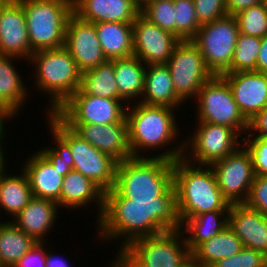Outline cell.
<instances>
[{
    "mask_svg": "<svg viewBox=\"0 0 267 267\" xmlns=\"http://www.w3.org/2000/svg\"><path fill=\"white\" fill-rule=\"evenodd\" d=\"M97 224L98 239L118 240L121 236L123 244L117 254L136 239L181 229L176 189L173 186L153 199H128L113 187L105 192L104 210Z\"/></svg>",
    "mask_w": 267,
    "mask_h": 267,
    "instance_id": "6da1fadb",
    "label": "cell"
},
{
    "mask_svg": "<svg viewBox=\"0 0 267 267\" xmlns=\"http://www.w3.org/2000/svg\"><path fill=\"white\" fill-rule=\"evenodd\" d=\"M183 154L184 141L162 154L118 162L114 188L128 199H153L164 195L174 186L173 162L183 158Z\"/></svg>",
    "mask_w": 267,
    "mask_h": 267,
    "instance_id": "7a4b0ae2",
    "label": "cell"
},
{
    "mask_svg": "<svg viewBox=\"0 0 267 267\" xmlns=\"http://www.w3.org/2000/svg\"><path fill=\"white\" fill-rule=\"evenodd\" d=\"M173 184L180 219L216 210H229L211 166L194 165L184 158L173 162Z\"/></svg>",
    "mask_w": 267,
    "mask_h": 267,
    "instance_id": "3957f363",
    "label": "cell"
},
{
    "mask_svg": "<svg viewBox=\"0 0 267 267\" xmlns=\"http://www.w3.org/2000/svg\"><path fill=\"white\" fill-rule=\"evenodd\" d=\"M35 64V87L50 97V109L56 111L80 88L82 72L69 51L63 46L55 49L39 50L29 59Z\"/></svg>",
    "mask_w": 267,
    "mask_h": 267,
    "instance_id": "277c9868",
    "label": "cell"
},
{
    "mask_svg": "<svg viewBox=\"0 0 267 267\" xmlns=\"http://www.w3.org/2000/svg\"><path fill=\"white\" fill-rule=\"evenodd\" d=\"M174 110L168 106L147 105L137 101L130 110L127 108L128 141L133 157H146L141 149H164L176 140L179 130Z\"/></svg>",
    "mask_w": 267,
    "mask_h": 267,
    "instance_id": "5b68a950",
    "label": "cell"
},
{
    "mask_svg": "<svg viewBox=\"0 0 267 267\" xmlns=\"http://www.w3.org/2000/svg\"><path fill=\"white\" fill-rule=\"evenodd\" d=\"M25 13L33 52L65 44V29L73 13V0H18Z\"/></svg>",
    "mask_w": 267,
    "mask_h": 267,
    "instance_id": "8992f818",
    "label": "cell"
},
{
    "mask_svg": "<svg viewBox=\"0 0 267 267\" xmlns=\"http://www.w3.org/2000/svg\"><path fill=\"white\" fill-rule=\"evenodd\" d=\"M183 235L177 229L136 239L116 256L128 267H183L191 258Z\"/></svg>",
    "mask_w": 267,
    "mask_h": 267,
    "instance_id": "52a82bcc",
    "label": "cell"
},
{
    "mask_svg": "<svg viewBox=\"0 0 267 267\" xmlns=\"http://www.w3.org/2000/svg\"><path fill=\"white\" fill-rule=\"evenodd\" d=\"M48 124L70 145L73 170L81 172L104 192L115 185L117 161L97 150L77 135L55 113H48Z\"/></svg>",
    "mask_w": 267,
    "mask_h": 267,
    "instance_id": "ba28073f",
    "label": "cell"
},
{
    "mask_svg": "<svg viewBox=\"0 0 267 267\" xmlns=\"http://www.w3.org/2000/svg\"><path fill=\"white\" fill-rule=\"evenodd\" d=\"M196 98L198 122L231 127L241 136L247 133L249 121L241 113L228 82L221 75H214L205 82Z\"/></svg>",
    "mask_w": 267,
    "mask_h": 267,
    "instance_id": "9c48e42d",
    "label": "cell"
},
{
    "mask_svg": "<svg viewBox=\"0 0 267 267\" xmlns=\"http://www.w3.org/2000/svg\"><path fill=\"white\" fill-rule=\"evenodd\" d=\"M238 35L235 16L226 15L201 25L197 35L192 39L213 75L231 72V61Z\"/></svg>",
    "mask_w": 267,
    "mask_h": 267,
    "instance_id": "30bf717a",
    "label": "cell"
},
{
    "mask_svg": "<svg viewBox=\"0 0 267 267\" xmlns=\"http://www.w3.org/2000/svg\"><path fill=\"white\" fill-rule=\"evenodd\" d=\"M197 123L191 138L184 139L183 158L187 162L210 166L242 146L241 135L235 129L208 122Z\"/></svg>",
    "mask_w": 267,
    "mask_h": 267,
    "instance_id": "8fae6325",
    "label": "cell"
},
{
    "mask_svg": "<svg viewBox=\"0 0 267 267\" xmlns=\"http://www.w3.org/2000/svg\"><path fill=\"white\" fill-rule=\"evenodd\" d=\"M166 65L171 74L176 96L183 103L191 98H195L196 102L201 86L214 76L192 40L180 41Z\"/></svg>",
    "mask_w": 267,
    "mask_h": 267,
    "instance_id": "7c38bea8",
    "label": "cell"
},
{
    "mask_svg": "<svg viewBox=\"0 0 267 267\" xmlns=\"http://www.w3.org/2000/svg\"><path fill=\"white\" fill-rule=\"evenodd\" d=\"M122 101L86 93H74L55 114L65 124L105 125L127 122L126 105Z\"/></svg>",
    "mask_w": 267,
    "mask_h": 267,
    "instance_id": "4fadbf2b",
    "label": "cell"
},
{
    "mask_svg": "<svg viewBox=\"0 0 267 267\" xmlns=\"http://www.w3.org/2000/svg\"><path fill=\"white\" fill-rule=\"evenodd\" d=\"M223 197L230 204L245 203L255 178L249 152L242 145L210 165Z\"/></svg>",
    "mask_w": 267,
    "mask_h": 267,
    "instance_id": "5bb4252c",
    "label": "cell"
},
{
    "mask_svg": "<svg viewBox=\"0 0 267 267\" xmlns=\"http://www.w3.org/2000/svg\"><path fill=\"white\" fill-rule=\"evenodd\" d=\"M132 24L134 56L146 65L166 64L181 40L150 22L141 13Z\"/></svg>",
    "mask_w": 267,
    "mask_h": 267,
    "instance_id": "9a60e30c",
    "label": "cell"
},
{
    "mask_svg": "<svg viewBox=\"0 0 267 267\" xmlns=\"http://www.w3.org/2000/svg\"><path fill=\"white\" fill-rule=\"evenodd\" d=\"M64 47L81 72L97 67L107 60L94 23L84 21L74 13L69 16L66 23Z\"/></svg>",
    "mask_w": 267,
    "mask_h": 267,
    "instance_id": "2e32d148",
    "label": "cell"
},
{
    "mask_svg": "<svg viewBox=\"0 0 267 267\" xmlns=\"http://www.w3.org/2000/svg\"><path fill=\"white\" fill-rule=\"evenodd\" d=\"M33 53L24 9L18 0H7L0 7V55L29 61Z\"/></svg>",
    "mask_w": 267,
    "mask_h": 267,
    "instance_id": "e0dca14e",
    "label": "cell"
},
{
    "mask_svg": "<svg viewBox=\"0 0 267 267\" xmlns=\"http://www.w3.org/2000/svg\"><path fill=\"white\" fill-rule=\"evenodd\" d=\"M229 84L243 116L250 121L267 107V74L259 71L226 72Z\"/></svg>",
    "mask_w": 267,
    "mask_h": 267,
    "instance_id": "ac0fdd59",
    "label": "cell"
},
{
    "mask_svg": "<svg viewBox=\"0 0 267 267\" xmlns=\"http://www.w3.org/2000/svg\"><path fill=\"white\" fill-rule=\"evenodd\" d=\"M97 150L117 162L133 157L128 141L127 122L110 124H66Z\"/></svg>",
    "mask_w": 267,
    "mask_h": 267,
    "instance_id": "d6986e66",
    "label": "cell"
},
{
    "mask_svg": "<svg viewBox=\"0 0 267 267\" xmlns=\"http://www.w3.org/2000/svg\"><path fill=\"white\" fill-rule=\"evenodd\" d=\"M229 227L246 248L267 256V216L248 207L245 203L230 204Z\"/></svg>",
    "mask_w": 267,
    "mask_h": 267,
    "instance_id": "ffe728a7",
    "label": "cell"
},
{
    "mask_svg": "<svg viewBox=\"0 0 267 267\" xmlns=\"http://www.w3.org/2000/svg\"><path fill=\"white\" fill-rule=\"evenodd\" d=\"M73 13L90 22L133 23L140 9L133 0H73Z\"/></svg>",
    "mask_w": 267,
    "mask_h": 267,
    "instance_id": "44dd1931",
    "label": "cell"
},
{
    "mask_svg": "<svg viewBox=\"0 0 267 267\" xmlns=\"http://www.w3.org/2000/svg\"><path fill=\"white\" fill-rule=\"evenodd\" d=\"M36 153V154H35ZM26 162L22 170L27 174L32 195L49 199L60 207V193L64 176L70 171H60L38 151Z\"/></svg>",
    "mask_w": 267,
    "mask_h": 267,
    "instance_id": "7402d4cb",
    "label": "cell"
},
{
    "mask_svg": "<svg viewBox=\"0 0 267 267\" xmlns=\"http://www.w3.org/2000/svg\"><path fill=\"white\" fill-rule=\"evenodd\" d=\"M57 209V202L33 196L13 221H10L37 242H43L44 236H47V232L51 231L56 223Z\"/></svg>",
    "mask_w": 267,
    "mask_h": 267,
    "instance_id": "603a6c76",
    "label": "cell"
},
{
    "mask_svg": "<svg viewBox=\"0 0 267 267\" xmlns=\"http://www.w3.org/2000/svg\"><path fill=\"white\" fill-rule=\"evenodd\" d=\"M104 198L105 192L81 172L71 170L64 176L60 193V208L79 209L94 201L98 204L97 220H99L104 210Z\"/></svg>",
    "mask_w": 267,
    "mask_h": 267,
    "instance_id": "cb8c5ba5",
    "label": "cell"
},
{
    "mask_svg": "<svg viewBox=\"0 0 267 267\" xmlns=\"http://www.w3.org/2000/svg\"><path fill=\"white\" fill-rule=\"evenodd\" d=\"M143 98V99H142ZM139 102L179 108L183 103L175 93L169 68L166 64L146 65L144 90Z\"/></svg>",
    "mask_w": 267,
    "mask_h": 267,
    "instance_id": "d4e9b609",
    "label": "cell"
},
{
    "mask_svg": "<svg viewBox=\"0 0 267 267\" xmlns=\"http://www.w3.org/2000/svg\"><path fill=\"white\" fill-rule=\"evenodd\" d=\"M94 25L103 54L108 60L134 56L132 23L99 22Z\"/></svg>",
    "mask_w": 267,
    "mask_h": 267,
    "instance_id": "484cf974",
    "label": "cell"
},
{
    "mask_svg": "<svg viewBox=\"0 0 267 267\" xmlns=\"http://www.w3.org/2000/svg\"><path fill=\"white\" fill-rule=\"evenodd\" d=\"M146 64L138 57L131 56L128 58L114 59L115 80L118 87V99L126 102L127 107L130 99L139 102L138 97L143 94L145 82ZM128 103V104H127Z\"/></svg>",
    "mask_w": 267,
    "mask_h": 267,
    "instance_id": "4316f807",
    "label": "cell"
},
{
    "mask_svg": "<svg viewBox=\"0 0 267 267\" xmlns=\"http://www.w3.org/2000/svg\"><path fill=\"white\" fill-rule=\"evenodd\" d=\"M228 218L229 210H216L196 215L190 219H180L183 234L190 233L185 237L189 251L192 252L200 243L223 231L229 225Z\"/></svg>",
    "mask_w": 267,
    "mask_h": 267,
    "instance_id": "83f0119b",
    "label": "cell"
},
{
    "mask_svg": "<svg viewBox=\"0 0 267 267\" xmlns=\"http://www.w3.org/2000/svg\"><path fill=\"white\" fill-rule=\"evenodd\" d=\"M244 248L242 241L229 225L216 236L200 243L192 252L191 258L206 267L217 261L237 254Z\"/></svg>",
    "mask_w": 267,
    "mask_h": 267,
    "instance_id": "f1b7e54d",
    "label": "cell"
},
{
    "mask_svg": "<svg viewBox=\"0 0 267 267\" xmlns=\"http://www.w3.org/2000/svg\"><path fill=\"white\" fill-rule=\"evenodd\" d=\"M0 173V209L14 218L33 197L27 174Z\"/></svg>",
    "mask_w": 267,
    "mask_h": 267,
    "instance_id": "f546056e",
    "label": "cell"
},
{
    "mask_svg": "<svg viewBox=\"0 0 267 267\" xmlns=\"http://www.w3.org/2000/svg\"><path fill=\"white\" fill-rule=\"evenodd\" d=\"M18 59L14 56L0 55V103L8 106L16 114L28 99L26 84L12 64V60Z\"/></svg>",
    "mask_w": 267,
    "mask_h": 267,
    "instance_id": "4dcf8cb0",
    "label": "cell"
},
{
    "mask_svg": "<svg viewBox=\"0 0 267 267\" xmlns=\"http://www.w3.org/2000/svg\"><path fill=\"white\" fill-rule=\"evenodd\" d=\"M37 241L11 221L0 222V265L13 267Z\"/></svg>",
    "mask_w": 267,
    "mask_h": 267,
    "instance_id": "1f68e13d",
    "label": "cell"
},
{
    "mask_svg": "<svg viewBox=\"0 0 267 267\" xmlns=\"http://www.w3.org/2000/svg\"><path fill=\"white\" fill-rule=\"evenodd\" d=\"M75 93H86L102 98L118 99V87L114 73V59L81 74L80 88Z\"/></svg>",
    "mask_w": 267,
    "mask_h": 267,
    "instance_id": "d6a6232c",
    "label": "cell"
},
{
    "mask_svg": "<svg viewBox=\"0 0 267 267\" xmlns=\"http://www.w3.org/2000/svg\"><path fill=\"white\" fill-rule=\"evenodd\" d=\"M261 38L239 33L233 58L231 72L255 71Z\"/></svg>",
    "mask_w": 267,
    "mask_h": 267,
    "instance_id": "836d02e7",
    "label": "cell"
},
{
    "mask_svg": "<svg viewBox=\"0 0 267 267\" xmlns=\"http://www.w3.org/2000/svg\"><path fill=\"white\" fill-rule=\"evenodd\" d=\"M234 16L239 33L259 38L267 35V6L264 3L240 11Z\"/></svg>",
    "mask_w": 267,
    "mask_h": 267,
    "instance_id": "e575fe53",
    "label": "cell"
},
{
    "mask_svg": "<svg viewBox=\"0 0 267 267\" xmlns=\"http://www.w3.org/2000/svg\"><path fill=\"white\" fill-rule=\"evenodd\" d=\"M176 36L181 40H192L201 25L195 11L194 0H174Z\"/></svg>",
    "mask_w": 267,
    "mask_h": 267,
    "instance_id": "d590c367",
    "label": "cell"
},
{
    "mask_svg": "<svg viewBox=\"0 0 267 267\" xmlns=\"http://www.w3.org/2000/svg\"><path fill=\"white\" fill-rule=\"evenodd\" d=\"M140 13L150 22L176 36L174 0H154L142 8Z\"/></svg>",
    "mask_w": 267,
    "mask_h": 267,
    "instance_id": "8d00e7d4",
    "label": "cell"
},
{
    "mask_svg": "<svg viewBox=\"0 0 267 267\" xmlns=\"http://www.w3.org/2000/svg\"><path fill=\"white\" fill-rule=\"evenodd\" d=\"M52 138L55 140V147L41 148L40 153L60 171H71L73 170V158L70 149V145L51 127Z\"/></svg>",
    "mask_w": 267,
    "mask_h": 267,
    "instance_id": "74e56055",
    "label": "cell"
},
{
    "mask_svg": "<svg viewBox=\"0 0 267 267\" xmlns=\"http://www.w3.org/2000/svg\"><path fill=\"white\" fill-rule=\"evenodd\" d=\"M242 139V145L251 156L255 176L267 175V137H252L247 134Z\"/></svg>",
    "mask_w": 267,
    "mask_h": 267,
    "instance_id": "f35d334b",
    "label": "cell"
},
{
    "mask_svg": "<svg viewBox=\"0 0 267 267\" xmlns=\"http://www.w3.org/2000/svg\"><path fill=\"white\" fill-rule=\"evenodd\" d=\"M211 267H267V256L257 250L244 247L237 254L219 260Z\"/></svg>",
    "mask_w": 267,
    "mask_h": 267,
    "instance_id": "ab89813d",
    "label": "cell"
},
{
    "mask_svg": "<svg viewBox=\"0 0 267 267\" xmlns=\"http://www.w3.org/2000/svg\"><path fill=\"white\" fill-rule=\"evenodd\" d=\"M194 5L200 25L227 15L226 0H194Z\"/></svg>",
    "mask_w": 267,
    "mask_h": 267,
    "instance_id": "60d3db41",
    "label": "cell"
},
{
    "mask_svg": "<svg viewBox=\"0 0 267 267\" xmlns=\"http://www.w3.org/2000/svg\"><path fill=\"white\" fill-rule=\"evenodd\" d=\"M245 204L267 216V175L255 176Z\"/></svg>",
    "mask_w": 267,
    "mask_h": 267,
    "instance_id": "b9f144b4",
    "label": "cell"
},
{
    "mask_svg": "<svg viewBox=\"0 0 267 267\" xmlns=\"http://www.w3.org/2000/svg\"><path fill=\"white\" fill-rule=\"evenodd\" d=\"M44 243L46 242H37L13 267H46Z\"/></svg>",
    "mask_w": 267,
    "mask_h": 267,
    "instance_id": "7bdbcfd3",
    "label": "cell"
},
{
    "mask_svg": "<svg viewBox=\"0 0 267 267\" xmlns=\"http://www.w3.org/2000/svg\"><path fill=\"white\" fill-rule=\"evenodd\" d=\"M247 134H252V135L254 134L253 136L256 137H267V107L262 111H260L259 113H257L249 121Z\"/></svg>",
    "mask_w": 267,
    "mask_h": 267,
    "instance_id": "ee69618b",
    "label": "cell"
},
{
    "mask_svg": "<svg viewBox=\"0 0 267 267\" xmlns=\"http://www.w3.org/2000/svg\"><path fill=\"white\" fill-rule=\"evenodd\" d=\"M263 3V0H226L227 15H236L238 12Z\"/></svg>",
    "mask_w": 267,
    "mask_h": 267,
    "instance_id": "f6af8a7d",
    "label": "cell"
},
{
    "mask_svg": "<svg viewBox=\"0 0 267 267\" xmlns=\"http://www.w3.org/2000/svg\"><path fill=\"white\" fill-rule=\"evenodd\" d=\"M256 71L267 74V35L261 38V45L256 63Z\"/></svg>",
    "mask_w": 267,
    "mask_h": 267,
    "instance_id": "bcb514c9",
    "label": "cell"
},
{
    "mask_svg": "<svg viewBox=\"0 0 267 267\" xmlns=\"http://www.w3.org/2000/svg\"><path fill=\"white\" fill-rule=\"evenodd\" d=\"M18 116L14 111H12L8 106L0 103V140L3 141L5 137L4 125L7 122V119L11 121L14 117Z\"/></svg>",
    "mask_w": 267,
    "mask_h": 267,
    "instance_id": "7dc6e473",
    "label": "cell"
},
{
    "mask_svg": "<svg viewBox=\"0 0 267 267\" xmlns=\"http://www.w3.org/2000/svg\"><path fill=\"white\" fill-rule=\"evenodd\" d=\"M47 247H46V267H69L70 265L67 264L68 262H66L65 260H63L62 258L59 259L58 257H56L55 254H53V252H47ZM55 255V256H54Z\"/></svg>",
    "mask_w": 267,
    "mask_h": 267,
    "instance_id": "c3c4849f",
    "label": "cell"
},
{
    "mask_svg": "<svg viewBox=\"0 0 267 267\" xmlns=\"http://www.w3.org/2000/svg\"><path fill=\"white\" fill-rule=\"evenodd\" d=\"M3 145V141L0 140V173L4 172L5 171V168H7L5 165H6V159L4 158L5 155V150L3 151L4 149V146L2 147Z\"/></svg>",
    "mask_w": 267,
    "mask_h": 267,
    "instance_id": "681fc988",
    "label": "cell"
},
{
    "mask_svg": "<svg viewBox=\"0 0 267 267\" xmlns=\"http://www.w3.org/2000/svg\"><path fill=\"white\" fill-rule=\"evenodd\" d=\"M154 0H133L134 4L141 10L144 8L149 2Z\"/></svg>",
    "mask_w": 267,
    "mask_h": 267,
    "instance_id": "f907efd6",
    "label": "cell"
},
{
    "mask_svg": "<svg viewBox=\"0 0 267 267\" xmlns=\"http://www.w3.org/2000/svg\"><path fill=\"white\" fill-rule=\"evenodd\" d=\"M183 267H206V266L203 264H199L195 262L192 258H190L189 261Z\"/></svg>",
    "mask_w": 267,
    "mask_h": 267,
    "instance_id": "816d5d0a",
    "label": "cell"
},
{
    "mask_svg": "<svg viewBox=\"0 0 267 267\" xmlns=\"http://www.w3.org/2000/svg\"><path fill=\"white\" fill-rule=\"evenodd\" d=\"M115 258L114 262H112V267H128L118 257Z\"/></svg>",
    "mask_w": 267,
    "mask_h": 267,
    "instance_id": "f5cc1de1",
    "label": "cell"
},
{
    "mask_svg": "<svg viewBox=\"0 0 267 267\" xmlns=\"http://www.w3.org/2000/svg\"><path fill=\"white\" fill-rule=\"evenodd\" d=\"M7 0H0V7L6 2Z\"/></svg>",
    "mask_w": 267,
    "mask_h": 267,
    "instance_id": "db71d44e",
    "label": "cell"
},
{
    "mask_svg": "<svg viewBox=\"0 0 267 267\" xmlns=\"http://www.w3.org/2000/svg\"><path fill=\"white\" fill-rule=\"evenodd\" d=\"M263 3L267 6V0H263Z\"/></svg>",
    "mask_w": 267,
    "mask_h": 267,
    "instance_id": "11a10c76",
    "label": "cell"
}]
</instances>
